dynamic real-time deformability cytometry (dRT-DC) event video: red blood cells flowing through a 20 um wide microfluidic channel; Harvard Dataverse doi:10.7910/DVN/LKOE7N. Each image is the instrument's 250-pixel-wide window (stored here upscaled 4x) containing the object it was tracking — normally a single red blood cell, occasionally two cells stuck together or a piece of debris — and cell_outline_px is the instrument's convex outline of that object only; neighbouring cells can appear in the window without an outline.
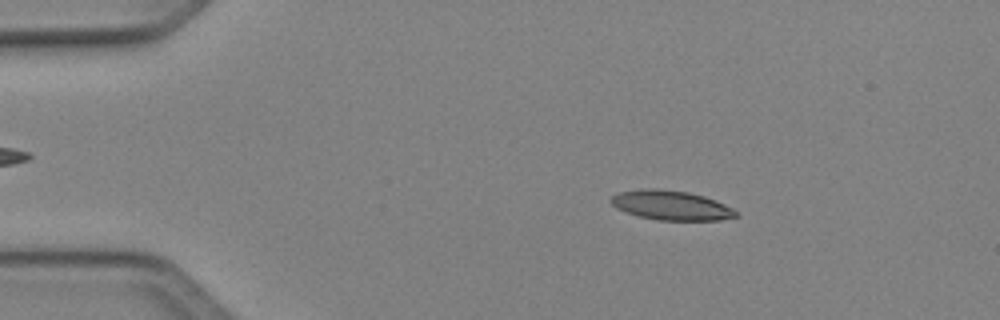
{"species": "Egyptian fruit bat (a non-hibernating species)", "species_latin": "Rousettus aegyptiacus", "temperature_condition": "cold", "stored_images_in_passage": 50, "camera_frame_rate_fps": 3000, "um_per_image_px": 0.085, "animal": {"sex": "female"}, "frame": {"image": 1, "passage_image": 9, "time_ms": 2.667, "image_size_px": [1000, 320], "cell_outline_px": [[740, 216], [720, 220], [656, 220], [640, 216], [616, 208], [608, 200], [612, 196], [620, 192], [640, 188], [656, 188], [688, 192], [704, 196], [716, 200], [732, 208]], "centroid_in_image_um": [57.04, 17.44], "position_along_channel_um": 28.0, "area_um2": 21.5}}
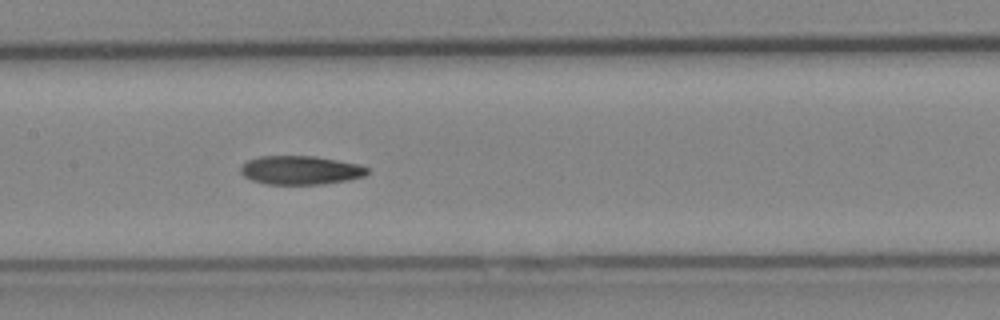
{"frame": {"image": 2, "passage_image": 25, "time_ms": 8.0, "image_size_px": [1000, 320], "cell_outline_px": [[368, 172], [364, 176], [348, 180], [324, 184], [268, 184], [252, 180], [244, 176], [240, 172], [240, 168], [248, 160], [260, 156], [312, 156], [360, 164], [368, 168]], "centroid_in_image_um": [25.55, 14.47], "position_along_channel_um": 181.9, "area_um2": 21.1}}
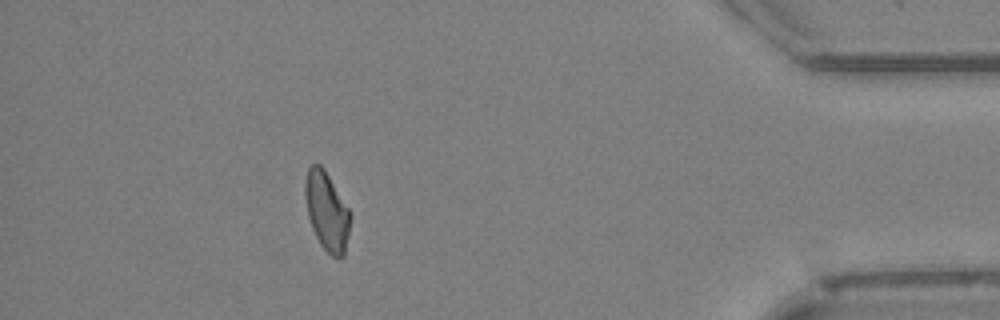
{"frame": {"image": 3, "passage_image": 45, "time_ms": 14.667, "image_size_px": [1000, 320], "cell_outline_px": [[352, 216], [344, 256], [332, 256], [320, 244], [312, 228], [308, 216], [304, 196], [304, 184], [308, 168], [312, 164], [320, 164], [324, 168], [352, 212]], "centroid_in_image_um": [27.79, 17.92], "position_along_channel_um": 407.4, "area_um2": 20.92}}